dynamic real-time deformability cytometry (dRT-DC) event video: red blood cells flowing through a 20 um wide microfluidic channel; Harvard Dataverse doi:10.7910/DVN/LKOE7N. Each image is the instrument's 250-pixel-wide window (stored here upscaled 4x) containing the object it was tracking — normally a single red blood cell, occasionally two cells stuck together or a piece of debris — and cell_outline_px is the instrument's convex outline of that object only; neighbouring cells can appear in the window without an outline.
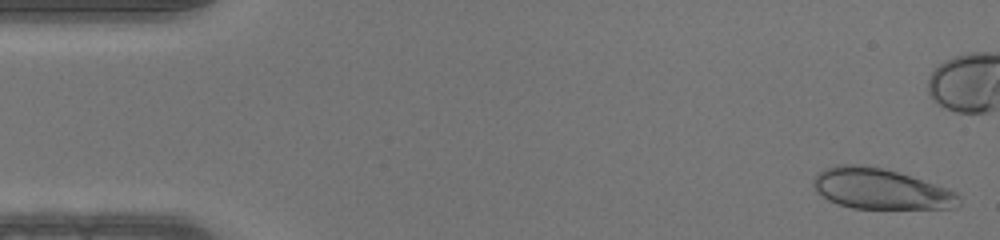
{"species": "human", "species_latin": "Homo sapiens", "temperature_condition": "warm", "stored_images_in_passage": 47, "camera_frame_rate_fps": 3000, "um_per_image_px": 0.085, "donor": {"sex": "male"}, "frame": {"image": 1, "passage_image": 1, "time_ms": 0.0, "image_size_px": [1000, 240], "cell_outline_px": [[960, 204], [956, 208], [852, 208], [828, 200], [816, 192], [812, 184], [812, 180], [816, 172], [824, 168], [836, 164], [860, 164], [880, 168], [896, 172], [948, 188], [956, 192], [960, 196]], "centroid_in_image_um": [74.8, 16.05], "position_along_channel_um": 10.2, "area_um2": 34.45}}
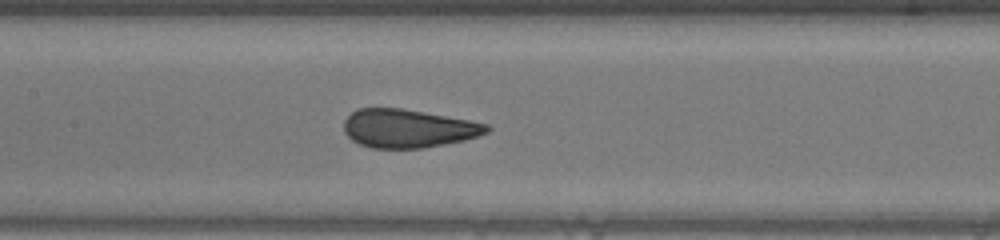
{"frame": {"image": 2, "passage_image": 21, "time_ms": 6.667, "image_size_px": [1000, 240], "cell_outline_px": [[492, 128], [488, 132], [464, 140], [424, 148], [372, 148], [360, 144], [352, 140], [344, 132], [344, 120], [356, 108], [400, 108], [468, 120], [488, 124]], "centroid_in_image_um": [34.67, 10.92], "position_along_channel_um": 172.7, "area_um2": 31.79}}
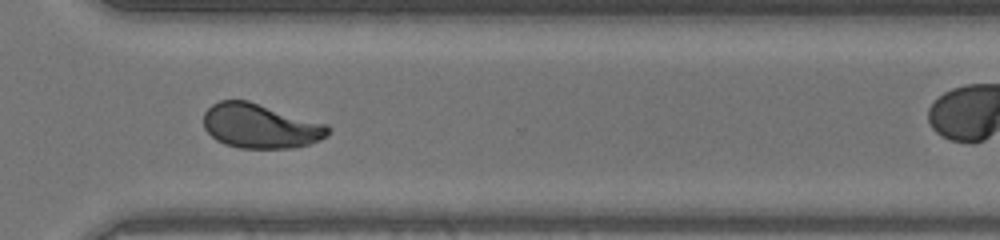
{"frame": {"image": 3, "passage_image": 33, "time_ms": 10.667, "image_size_px": [1000, 240], "cell_outline_px": [[332, 128], [328, 136], [320, 140], [308, 144], [292, 148], [240, 148], [224, 144], [216, 140], [204, 128], [204, 112], [212, 104], [220, 100], [248, 100], [328, 124]], "centroid_in_image_um": [22.15, 10.71], "position_along_channel_um": 348.4, "area_um2": 32.54}}